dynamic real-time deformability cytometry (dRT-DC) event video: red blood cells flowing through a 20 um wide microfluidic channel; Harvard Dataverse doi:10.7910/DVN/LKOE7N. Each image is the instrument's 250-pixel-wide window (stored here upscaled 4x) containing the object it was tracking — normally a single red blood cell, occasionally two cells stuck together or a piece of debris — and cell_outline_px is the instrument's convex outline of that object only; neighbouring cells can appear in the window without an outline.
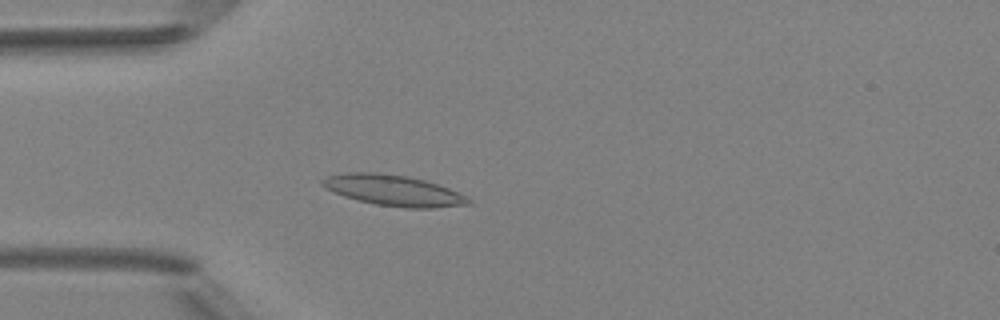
{"species": "Egyptian fruit bat (a non-hibernating species)", "species_latin": "Rousettus aegyptiacus", "temperature_condition": "room temperature", "stored_images_in_passage": 4, "camera_frame_rate_fps": 3000, "um_per_image_px": 0.085, "animal": {"sex": "female"}, "frame": {"image": 1, "passage_image": 4, "time_ms": 3.667, "image_size_px": [1000, 320], "cell_outline_px": [[472, 204], [432, 208], [408, 208], [376, 204], [344, 196], [320, 184], [320, 180], [328, 176], [348, 172], [376, 172], [408, 176], [424, 180], [448, 188], [472, 200]], "centroid_in_image_um": [33.45, 16.18], "position_along_channel_um": 51.5, "area_um2": 25.84}}